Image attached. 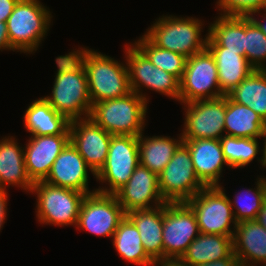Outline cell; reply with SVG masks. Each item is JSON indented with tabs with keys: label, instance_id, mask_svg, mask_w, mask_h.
Masks as SVG:
<instances>
[{
	"label": "cell",
	"instance_id": "6da1fadb",
	"mask_svg": "<svg viewBox=\"0 0 266 266\" xmlns=\"http://www.w3.org/2000/svg\"><path fill=\"white\" fill-rule=\"evenodd\" d=\"M55 62L58 69L52 92L43 98L69 121L88 118L92 104L82 62L72 52L58 56Z\"/></svg>",
	"mask_w": 266,
	"mask_h": 266
},
{
	"label": "cell",
	"instance_id": "ba28073f",
	"mask_svg": "<svg viewBox=\"0 0 266 266\" xmlns=\"http://www.w3.org/2000/svg\"><path fill=\"white\" fill-rule=\"evenodd\" d=\"M124 47L131 90L147 103L149 98L142 91L144 87L179 102L180 80L156 67L134 43Z\"/></svg>",
	"mask_w": 266,
	"mask_h": 266
},
{
	"label": "cell",
	"instance_id": "ffe728a7",
	"mask_svg": "<svg viewBox=\"0 0 266 266\" xmlns=\"http://www.w3.org/2000/svg\"><path fill=\"white\" fill-rule=\"evenodd\" d=\"M232 244L241 266H266V229L257 220L238 222Z\"/></svg>",
	"mask_w": 266,
	"mask_h": 266
},
{
	"label": "cell",
	"instance_id": "d6a6232c",
	"mask_svg": "<svg viewBox=\"0 0 266 266\" xmlns=\"http://www.w3.org/2000/svg\"><path fill=\"white\" fill-rule=\"evenodd\" d=\"M134 44L156 67L174 75L179 80L182 79L187 61L184 55L157 47L145 35L135 40Z\"/></svg>",
	"mask_w": 266,
	"mask_h": 266
},
{
	"label": "cell",
	"instance_id": "d6986e66",
	"mask_svg": "<svg viewBox=\"0 0 266 266\" xmlns=\"http://www.w3.org/2000/svg\"><path fill=\"white\" fill-rule=\"evenodd\" d=\"M188 147L195 173L199 180L206 186H219L224 166L228 168L224 158L220 140L195 139L183 140Z\"/></svg>",
	"mask_w": 266,
	"mask_h": 266
},
{
	"label": "cell",
	"instance_id": "3957f363",
	"mask_svg": "<svg viewBox=\"0 0 266 266\" xmlns=\"http://www.w3.org/2000/svg\"><path fill=\"white\" fill-rule=\"evenodd\" d=\"M144 35L157 47L184 55L186 58L206 49L208 32L201 36L204 23L196 17L162 15L155 19Z\"/></svg>",
	"mask_w": 266,
	"mask_h": 266
},
{
	"label": "cell",
	"instance_id": "44dd1931",
	"mask_svg": "<svg viewBox=\"0 0 266 266\" xmlns=\"http://www.w3.org/2000/svg\"><path fill=\"white\" fill-rule=\"evenodd\" d=\"M126 217L137 228L147 255L153 261L163 259L164 204L150 209L132 210L126 213Z\"/></svg>",
	"mask_w": 266,
	"mask_h": 266
},
{
	"label": "cell",
	"instance_id": "5bb4252c",
	"mask_svg": "<svg viewBox=\"0 0 266 266\" xmlns=\"http://www.w3.org/2000/svg\"><path fill=\"white\" fill-rule=\"evenodd\" d=\"M199 234L195 213L186 202L164 204V258L181 259Z\"/></svg>",
	"mask_w": 266,
	"mask_h": 266
},
{
	"label": "cell",
	"instance_id": "f546056e",
	"mask_svg": "<svg viewBox=\"0 0 266 266\" xmlns=\"http://www.w3.org/2000/svg\"><path fill=\"white\" fill-rule=\"evenodd\" d=\"M112 243L118 255L129 263L152 266L154 261L147 255L135 225L125 217L118 225Z\"/></svg>",
	"mask_w": 266,
	"mask_h": 266
},
{
	"label": "cell",
	"instance_id": "e575fe53",
	"mask_svg": "<svg viewBox=\"0 0 266 266\" xmlns=\"http://www.w3.org/2000/svg\"><path fill=\"white\" fill-rule=\"evenodd\" d=\"M266 0H217V8L220 15L230 16H254L262 14V8Z\"/></svg>",
	"mask_w": 266,
	"mask_h": 266
},
{
	"label": "cell",
	"instance_id": "f35d334b",
	"mask_svg": "<svg viewBox=\"0 0 266 266\" xmlns=\"http://www.w3.org/2000/svg\"><path fill=\"white\" fill-rule=\"evenodd\" d=\"M0 50H11L6 22H0Z\"/></svg>",
	"mask_w": 266,
	"mask_h": 266
},
{
	"label": "cell",
	"instance_id": "74e56055",
	"mask_svg": "<svg viewBox=\"0 0 266 266\" xmlns=\"http://www.w3.org/2000/svg\"><path fill=\"white\" fill-rule=\"evenodd\" d=\"M8 192L6 189L0 188V231L5 223L6 215H7V200H8Z\"/></svg>",
	"mask_w": 266,
	"mask_h": 266
},
{
	"label": "cell",
	"instance_id": "30bf717a",
	"mask_svg": "<svg viewBox=\"0 0 266 266\" xmlns=\"http://www.w3.org/2000/svg\"><path fill=\"white\" fill-rule=\"evenodd\" d=\"M139 164L138 137L112 135L105 165L96 174V180L109 187L99 186L96 191L114 195L128 182Z\"/></svg>",
	"mask_w": 266,
	"mask_h": 266
},
{
	"label": "cell",
	"instance_id": "8992f818",
	"mask_svg": "<svg viewBox=\"0 0 266 266\" xmlns=\"http://www.w3.org/2000/svg\"><path fill=\"white\" fill-rule=\"evenodd\" d=\"M30 193L37 195L35 210L40 224L76 227L85 193L53 186L45 181L34 183Z\"/></svg>",
	"mask_w": 266,
	"mask_h": 266
},
{
	"label": "cell",
	"instance_id": "4dcf8cb0",
	"mask_svg": "<svg viewBox=\"0 0 266 266\" xmlns=\"http://www.w3.org/2000/svg\"><path fill=\"white\" fill-rule=\"evenodd\" d=\"M220 143L224 158L230 168H244L245 166H248L250 162H253L255 158H257L260 165H262V156L259 158L257 156L263 151L259 147L258 138L232 137L224 135L220 139Z\"/></svg>",
	"mask_w": 266,
	"mask_h": 266
},
{
	"label": "cell",
	"instance_id": "60d3db41",
	"mask_svg": "<svg viewBox=\"0 0 266 266\" xmlns=\"http://www.w3.org/2000/svg\"><path fill=\"white\" fill-rule=\"evenodd\" d=\"M261 16H262V20H261ZM260 16V20L258 19V17L256 18L255 16H249V18L257 25V27L266 35V24L263 22H266V15H261ZM258 19V20H257Z\"/></svg>",
	"mask_w": 266,
	"mask_h": 266
},
{
	"label": "cell",
	"instance_id": "ab89813d",
	"mask_svg": "<svg viewBox=\"0 0 266 266\" xmlns=\"http://www.w3.org/2000/svg\"><path fill=\"white\" fill-rule=\"evenodd\" d=\"M152 266H188L182 259L163 258L155 260Z\"/></svg>",
	"mask_w": 266,
	"mask_h": 266
},
{
	"label": "cell",
	"instance_id": "8d00e7d4",
	"mask_svg": "<svg viewBox=\"0 0 266 266\" xmlns=\"http://www.w3.org/2000/svg\"><path fill=\"white\" fill-rule=\"evenodd\" d=\"M199 266H241L240 261L232 252L227 258L205 263Z\"/></svg>",
	"mask_w": 266,
	"mask_h": 266
},
{
	"label": "cell",
	"instance_id": "4316f807",
	"mask_svg": "<svg viewBox=\"0 0 266 266\" xmlns=\"http://www.w3.org/2000/svg\"><path fill=\"white\" fill-rule=\"evenodd\" d=\"M233 252L232 237L200 233L181 259L188 266H199L227 258Z\"/></svg>",
	"mask_w": 266,
	"mask_h": 266
},
{
	"label": "cell",
	"instance_id": "5b68a950",
	"mask_svg": "<svg viewBox=\"0 0 266 266\" xmlns=\"http://www.w3.org/2000/svg\"><path fill=\"white\" fill-rule=\"evenodd\" d=\"M52 18L49 8L39 0H19L6 21L12 51L35 53L48 33Z\"/></svg>",
	"mask_w": 266,
	"mask_h": 266
},
{
	"label": "cell",
	"instance_id": "cb8c5ba5",
	"mask_svg": "<svg viewBox=\"0 0 266 266\" xmlns=\"http://www.w3.org/2000/svg\"><path fill=\"white\" fill-rule=\"evenodd\" d=\"M209 24L207 47H225V51L245 55V16L219 15Z\"/></svg>",
	"mask_w": 266,
	"mask_h": 266
},
{
	"label": "cell",
	"instance_id": "83f0119b",
	"mask_svg": "<svg viewBox=\"0 0 266 266\" xmlns=\"http://www.w3.org/2000/svg\"><path fill=\"white\" fill-rule=\"evenodd\" d=\"M143 134L138 136L140 164L159 175L183 142L182 134L178 139L162 135L146 137Z\"/></svg>",
	"mask_w": 266,
	"mask_h": 266
},
{
	"label": "cell",
	"instance_id": "b9f144b4",
	"mask_svg": "<svg viewBox=\"0 0 266 266\" xmlns=\"http://www.w3.org/2000/svg\"><path fill=\"white\" fill-rule=\"evenodd\" d=\"M256 220L266 229V200L263 202Z\"/></svg>",
	"mask_w": 266,
	"mask_h": 266
},
{
	"label": "cell",
	"instance_id": "ee69618b",
	"mask_svg": "<svg viewBox=\"0 0 266 266\" xmlns=\"http://www.w3.org/2000/svg\"><path fill=\"white\" fill-rule=\"evenodd\" d=\"M262 10L264 11V13H265V15H266V1H265L264 5H263Z\"/></svg>",
	"mask_w": 266,
	"mask_h": 266
},
{
	"label": "cell",
	"instance_id": "2e32d148",
	"mask_svg": "<svg viewBox=\"0 0 266 266\" xmlns=\"http://www.w3.org/2000/svg\"><path fill=\"white\" fill-rule=\"evenodd\" d=\"M114 195L125 213L136 209H150L166 203L159 190L158 175L141 164L135 168L128 182Z\"/></svg>",
	"mask_w": 266,
	"mask_h": 266
},
{
	"label": "cell",
	"instance_id": "7a4b0ae2",
	"mask_svg": "<svg viewBox=\"0 0 266 266\" xmlns=\"http://www.w3.org/2000/svg\"><path fill=\"white\" fill-rule=\"evenodd\" d=\"M83 64L87 75L91 104L124 97L132 92L125 62L93 49L81 47L71 51Z\"/></svg>",
	"mask_w": 266,
	"mask_h": 266
},
{
	"label": "cell",
	"instance_id": "ac0fdd59",
	"mask_svg": "<svg viewBox=\"0 0 266 266\" xmlns=\"http://www.w3.org/2000/svg\"><path fill=\"white\" fill-rule=\"evenodd\" d=\"M70 142V135L31 136L24 148L27 175L31 182L44 181L64 147Z\"/></svg>",
	"mask_w": 266,
	"mask_h": 266
},
{
	"label": "cell",
	"instance_id": "d4e9b609",
	"mask_svg": "<svg viewBox=\"0 0 266 266\" xmlns=\"http://www.w3.org/2000/svg\"><path fill=\"white\" fill-rule=\"evenodd\" d=\"M225 135L244 138H262L266 123L250 107L232 101L226 95Z\"/></svg>",
	"mask_w": 266,
	"mask_h": 266
},
{
	"label": "cell",
	"instance_id": "8fae6325",
	"mask_svg": "<svg viewBox=\"0 0 266 266\" xmlns=\"http://www.w3.org/2000/svg\"><path fill=\"white\" fill-rule=\"evenodd\" d=\"M220 90L215 59L206 48L187 58L180 80L181 104L223 96Z\"/></svg>",
	"mask_w": 266,
	"mask_h": 266
},
{
	"label": "cell",
	"instance_id": "9a60e30c",
	"mask_svg": "<svg viewBox=\"0 0 266 266\" xmlns=\"http://www.w3.org/2000/svg\"><path fill=\"white\" fill-rule=\"evenodd\" d=\"M70 142L97 174L105 165L112 134L94 123L89 117L70 121Z\"/></svg>",
	"mask_w": 266,
	"mask_h": 266
},
{
	"label": "cell",
	"instance_id": "277c9868",
	"mask_svg": "<svg viewBox=\"0 0 266 266\" xmlns=\"http://www.w3.org/2000/svg\"><path fill=\"white\" fill-rule=\"evenodd\" d=\"M147 105L132 91L124 97L92 104L89 118L112 135L138 137L146 125Z\"/></svg>",
	"mask_w": 266,
	"mask_h": 266
},
{
	"label": "cell",
	"instance_id": "603a6c76",
	"mask_svg": "<svg viewBox=\"0 0 266 266\" xmlns=\"http://www.w3.org/2000/svg\"><path fill=\"white\" fill-rule=\"evenodd\" d=\"M30 136L70 135V121L43 98L31 102L23 116Z\"/></svg>",
	"mask_w": 266,
	"mask_h": 266
},
{
	"label": "cell",
	"instance_id": "52a82bcc",
	"mask_svg": "<svg viewBox=\"0 0 266 266\" xmlns=\"http://www.w3.org/2000/svg\"><path fill=\"white\" fill-rule=\"evenodd\" d=\"M225 191L221 183L205 187L186 202L195 213L200 233L233 237L237 222Z\"/></svg>",
	"mask_w": 266,
	"mask_h": 266
},
{
	"label": "cell",
	"instance_id": "7c38bea8",
	"mask_svg": "<svg viewBox=\"0 0 266 266\" xmlns=\"http://www.w3.org/2000/svg\"><path fill=\"white\" fill-rule=\"evenodd\" d=\"M181 105L185 110L183 140H220L225 135L226 95Z\"/></svg>",
	"mask_w": 266,
	"mask_h": 266
},
{
	"label": "cell",
	"instance_id": "e0dca14e",
	"mask_svg": "<svg viewBox=\"0 0 266 266\" xmlns=\"http://www.w3.org/2000/svg\"><path fill=\"white\" fill-rule=\"evenodd\" d=\"M88 170L96 178V174L87 165L73 144L69 142L55 159L44 181L53 186L80 191L87 195L96 192V189L89 190Z\"/></svg>",
	"mask_w": 266,
	"mask_h": 266
},
{
	"label": "cell",
	"instance_id": "484cf974",
	"mask_svg": "<svg viewBox=\"0 0 266 266\" xmlns=\"http://www.w3.org/2000/svg\"><path fill=\"white\" fill-rule=\"evenodd\" d=\"M213 55L217 71L220 90L224 95L229 94L255 69L249 64L245 55L237 52L225 51V47H206Z\"/></svg>",
	"mask_w": 266,
	"mask_h": 266
},
{
	"label": "cell",
	"instance_id": "7402d4cb",
	"mask_svg": "<svg viewBox=\"0 0 266 266\" xmlns=\"http://www.w3.org/2000/svg\"><path fill=\"white\" fill-rule=\"evenodd\" d=\"M17 186L30 193L33 183L29 179L24 160V148L17 139L6 136L0 140V188Z\"/></svg>",
	"mask_w": 266,
	"mask_h": 266
},
{
	"label": "cell",
	"instance_id": "d590c367",
	"mask_svg": "<svg viewBox=\"0 0 266 266\" xmlns=\"http://www.w3.org/2000/svg\"><path fill=\"white\" fill-rule=\"evenodd\" d=\"M19 0H0V22H6Z\"/></svg>",
	"mask_w": 266,
	"mask_h": 266
},
{
	"label": "cell",
	"instance_id": "4fadbf2b",
	"mask_svg": "<svg viewBox=\"0 0 266 266\" xmlns=\"http://www.w3.org/2000/svg\"><path fill=\"white\" fill-rule=\"evenodd\" d=\"M125 217L126 213L115 195L96 191L84 197L76 228L97 236L112 238Z\"/></svg>",
	"mask_w": 266,
	"mask_h": 266
},
{
	"label": "cell",
	"instance_id": "836d02e7",
	"mask_svg": "<svg viewBox=\"0 0 266 266\" xmlns=\"http://www.w3.org/2000/svg\"><path fill=\"white\" fill-rule=\"evenodd\" d=\"M245 57L255 70H266V35L245 16Z\"/></svg>",
	"mask_w": 266,
	"mask_h": 266
},
{
	"label": "cell",
	"instance_id": "9c48e42d",
	"mask_svg": "<svg viewBox=\"0 0 266 266\" xmlns=\"http://www.w3.org/2000/svg\"><path fill=\"white\" fill-rule=\"evenodd\" d=\"M158 186L166 203L187 202L206 187L197 177L190 151L183 142L158 175Z\"/></svg>",
	"mask_w": 266,
	"mask_h": 266
},
{
	"label": "cell",
	"instance_id": "7bdbcfd3",
	"mask_svg": "<svg viewBox=\"0 0 266 266\" xmlns=\"http://www.w3.org/2000/svg\"><path fill=\"white\" fill-rule=\"evenodd\" d=\"M264 138V143H263V151H262V153H261V155H262V168L264 167V168H266V133H265V136L263 137Z\"/></svg>",
	"mask_w": 266,
	"mask_h": 266
},
{
	"label": "cell",
	"instance_id": "f1b7e54d",
	"mask_svg": "<svg viewBox=\"0 0 266 266\" xmlns=\"http://www.w3.org/2000/svg\"><path fill=\"white\" fill-rule=\"evenodd\" d=\"M227 96L250 107L266 123V70H254Z\"/></svg>",
	"mask_w": 266,
	"mask_h": 266
},
{
	"label": "cell",
	"instance_id": "1f68e13d",
	"mask_svg": "<svg viewBox=\"0 0 266 266\" xmlns=\"http://www.w3.org/2000/svg\"><path fill=\"white\" fill-rule=\"evenodd\" d=\"M257 177L255 188L243 189L235 193L233 201L229 197L235 221L256 220L259 211L266 200V177Z\"/></svg>",
	"mask_w": 266,
	"mask_h": 266
}]
</instances>
